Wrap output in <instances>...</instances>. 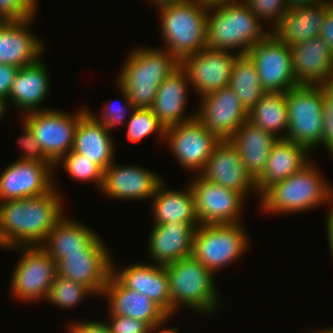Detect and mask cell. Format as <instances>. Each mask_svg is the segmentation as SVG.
Returning <instances> with one entry per match:
<instances>
[{"mask_svg":"<svg viewBox=\"0 0 333 333\" xmlns=\"http://www.w3.org/2000/svg\"><path fill=\"white\" fill-rule=\"evenodd\" d=\"M59 191L0 202L1 249L41 245L66 213Z\"/></svg>","mask_w":333,"mask_h":333,"instance_id":"6da1fadb","label":"cell"},{"mask_svg":"<svg viewBox=\"0 0 333 333\" xmlns=\"http://www.w3.org/2000/svg\"><path fill=\"white\" fill-rule=\"evenodd\" d=\"M310 161L288 178L269 186L259 198L261 213L295 214L330 204L333 187Z\"/></svg>","mask_w":333,"mask_h":333,"instance_id":"7a4b0ae2","label":"cell"},{"mask_svg":"<svg viewBox=\"0 0 333 333\" xmlns=\"http://www.w3.org/2000/svg\"><path fill=\"white\" fill-rule=\"evenodd\" d=\"M123 64L117 84L135 108H151L161 83L180 66L171 52L149 46L131 50Z\"/></svg>","mask_w":333,"mask_h":333,"instance_id":"3957f363","label":"cell"},{"mask_svg":"<svg viewBox=\"0 0 333 333\" xmlns=\"http://www.w3.org/2000/svg\"><path fill=\"white\" fill-rule=\"evenodd\" d=\"M266 30L243 1L212 4L208 8L206 48L247 54L271 33Z\"/></svg>","mask_w":333,"mask_h":333,"instance_id":"277c9868","label":"cell"},{"mask_svg":"<svg viewBox=\"0 0 333 333\" xmlns=\"http://www.w3.org/2000/svg\"><path fill=\"white\" fill-rule=\"evenodd\" d=\"M165 268L169 276L171 318L182 310V306L203 317L215 314L221 300L212 271L193 256L179 259Z\"/></svg>","mask_w":333,"mask_h":333,"instance_id":"5b68a950","label":"cell"},{"mask_svg":"<svg viewBox=\"0 0 333 333\" xmlns=\"http://www.w3.org/2000/svg\"><path fill=\"white\" fill-rule=\"evenodd\" d=\"M208 8L202 0L157 8L165 43L162 48L171 52L179 62L206 48Z\"/></svg>","mask_w":333,"mask_h":333,"instance_id":"8992f818","label":"cell"},{"mask_svg":"<svg viewBox=\"0 0 333 333\" xmlns=\"http://www.w3.org/2000/svg\"><path fill=\"white\" fill-rule=\"evenodd\" d=\"M243 227L242 223L198 226L192 256L217 274L216 271L235 263L248 251L250 238Z\"/></svg>","mask_w":333,"mask_h":333,"instance_id":"52a82bcc","label":"cell"},{"mask_svg":"<svg viewBox=\"0 0 333 333\" xmlns=\"http://www.w3.org/2000/svg\"><path fill=\"white\" fill-rule=\"evenodd\" d=\"M289 127L285 139L306 147H320L322 109L326 98L321 85H298L285 92ZM313 151V152H312Z\"/></svg>","mask_w":333,"mask_h":333,"instance_id":"ba28073f","label":"cell"},{"mask_svg":"<svg viewBox=\"0 0 333 333\" xmlns=\"http://www.w3.org/2000/svg\"><path fill=\"white\" fill-rule=\"evenodd\" d=\"M20 253L11 275V295L23 303L46 300L57 276V263L40 246L9 248Z\"/></svg>","mask_w":333,"mask_h":333,"instance_id":"9c48e42d","label":"cell"},{"mask_svg":"<svg viewBox=\"0 0 333 333\" xmlns=\"http://www.w3.org/2000/svg\"><path fill=\"white\" fill-rule=\"evenodd\" d=\"M88 111L81 107L75 112L51 108L21 116L33 132L46 158L55 165L74 145L75 129L80 118Z\"/></svg>","mask_w":333,"mask_h":333,"instance_id":"30bf717a","label":"cell"},{"mask_svg":"<svg viewBox=\"0 0 333 333\" xmlns=\"http://www.w3.org/2000/svg\"><path fill=\"white\" fill-rule=\"evenodd\" d=\"M220 139L196 117L190 121L166 128L164 142L175 160L190 171L200 174Z\"/></svg>","mask_w":333,"mask_h":333,"instance_id":"8fae6325","label":"cell"},{"mask_svg":"<svg viewBox=\"0 0 333 333\" xmlns=\"http://www.w3.org/2000/svg\"><path fill=\"white\" fill-rule=\"evenodd\" d=\"M195 198V210L201 225L241 223L246 197L229 188L204 179L200 174L188 181ZM241 221V222H240Z\"/></svg>","mask_w":333,"mask_h":333,"instance_id":"7c38bea8","label":"cell"},{"mask_svg":"<svg viewBox=\"0 0 333 333\" xmlns=\"http://www.w3.org/2000/svg\"><path fill=\"white\" fill-rule=\"evenodd\" d=\"M240 54L228 50H203L184 57L180 67L186 72L191 87L201 98L229 86L234 63Z\"/></svg>","mask_w":333,"mask_h":333,"instance_id":"4fadbf2b","label":"cell"},{"mask_svg":"<svg viewBox=\"0 0 333 333\" xmlns=\"http://www.w3.org/2000/svg\"><path fill=\"white\" fill-rule=\"evenodd\" d=\"M247 54L255 63L261 86L266 92L285 93L298 86L295 83L290 47L272 33L253 45Z\"/></svg>","mask_w":333,"mask_h":333,"instance_id":"5bb4252c","label":"cell"},{"mask_svg":"<svg viewBox=\"0 0 333 333\" xmlns=\"http://www.w3.org/2000/svg\"><path fill=\"white\" fill-rule=\"evenodd\" d=\"M51 162L16 160L0 174V202L40 196L52 191L57 179Z\"/></svg>","mask_w":333,"mask_h":333,"instance_id":"9a60e30c","label":"cell"},{"mask_svg":"<svg viewBox=\"0 0 333 333\" xmlns=\"http://www.w3.org/2000/svg\"><path fill=\"white\" fill-rule=\"evenodd\" d=\"M199 99L196 118L221 141L229 140L248 120V112L230 86Z\"/></svg>","mask_w":333,"mask_h":333,"instance_id":"2e32d148","label":"cell"},{"mask_svg":"<svg viewBox=\"0 0 333 333\" xmlns=\"http://www.w3.org/2000/svg\"><path fill=\"white\" fill-rule=\"evenodd\" d=\"M103 171L101 192L112 199L148 200L154 196L159 184L164 180L162 175L135 165L114 164Z\"/></svg>","mask_w":333,"mask_h":333,"instance_id":"e0dca14e","label":"cell"},{"mask_svg":"<svg viewBox=\"0 0 333 333\" xmlns=\"http://www.w3.org/2000/svg\"><path fill=\"white\" fill-rule=\"evenodd\" d=\"M108 315L128 316L146 322L153 330L164 328L171 318L149 297L125 287L112 273L102 291Z\"/></svg>","mask_w":333,"mask_h":333,"instance_id":"ac0fdd59","label":"cell"},{"mask_svg":"<svg viewBox=\"0 0 333 333\" xmlns=\"http://www.w3.org/2000/svg\"><path fill=\"white\" fill-rule=\"evenodd\" d=\"M200 175L217 185L242 193L247 199L255 191L260 197L255 180L246 171L237 149L229 140L220 141L215 147Z\"/></svg>","mask_w":333,"mask_h":333,"instance_id":"d6986e66","label":"cell"},{"mask_svg":"<svg viewBox=\"0 0 333 333\" xmlns=\"http://www.w3.org/2000/svg\"><path fill=\"white\" fill-rule=\"evenodd\" d=\"M200 223L169 221L152 225L148 236V256L155 265L166 266L192 256L194 233Z\"/></svg>","mask_w":333,"mask_h":333,"instance_id":"ffe728a7","label":"cell"},{"mask_svg":"<svg viewBox=\"0 0 333 333\" xmlns=\"http://www.w3.org/2000/svg\"><path fill=\"white\" fill-rule=\"evenodd\" d=\"M33 21L34 17L0 21V64L21 68L42 57L45 42L29 28Z\"/></svg>","mask_w":333,"mask_h":333,"instance_id":"44dd1931","label":"cell"},{"mask_svg":"<svg viewBox=\"0 0 333 333\" xmlns=\"http://www.w3.org/2000/svg\"><path fill=\"white\" fill-rule=\"evenodd\" d=\"M110 251H83L65 254L57 262V275L81 284L90 289L96 297H101L112 273Z\"/></svg>","mask_w":333,"mask_h":333,"instance_id":"7402d4cb","label":"cell"},{"mask_svg":"<svg viewBox=\"0 0 333 333\" xmlns=\"http://www.w3.org/2000/svg\"><path fill=\"white\" fill-rule=\"evenodd\" d=\"M79 221L63 216L40 245L57 263L65 254L83 251H109L96 230Z\"/></svg>","mask_w":333,"mask_h":333,"instance_id":"603a6c76","label":"cell"},{"mask_svg":"<svg viewBox=\"0 0 333 333\" xmlns=\"http://www.w3.org/2000/svg\"><path fill=\"white\" fill-rule=\"evenodd\" d=\"M113 261L112 274L125 287L146 295L171 317L169 276L165 266L141 262L121 269L116 268Z\"/></svg>","mask_w":333,"mask_h":333,"instance_id":"cb8c5ba5","label":"cell"},{"mask_svg":"<svg viewBox=\"0 0 333 333\" xmlns=\"http://www.w3.org/2000/svg\"><path fill=\"white\" fill-rule=\"evenodd\" d=\"M42 59L40 58L34 63L19 68L14 81L11 83L8 98L9 106L14 105V108H18L17 110L22 113L21 116L51 109L41 106L43 101L49 97L48 94L51 90L50 72Z\"/></svg>","mask_w":333,"mask_h":333,"instance_id":"d4e9b609","label":"cell"},{"mask_svg":"<svg viewBox=\"0 0 333 333\" xmlns=\"http://www.w3.org/2000/svg\"><path fill=\"white\" fill-rule=\"evenodd\" d=\"M297 85H322L333 75V52L320 36L290 46Z\"/></svg>","mask_w":333,"mask_h":333,"instance_id":"484cf974","label":"cell"},{"mask_svg":"<svg viewBox=\"0 0 333 333\" xmlns=\"http://www.w3.org/2000/svg\"><path fill=\"white\" fill-rule=\"evenodd\" d=\"M188 86L191 87L187 74L180 66L159 86L151 110L165 128L196 117L195 110L185 114Z\"/></svg>","mask_w":333,"mask_h":333,"instance_id":"4316f807","label":"cell"},{"mask_svg":"<svg viewBox=\"0 0 333 333\" xmlns=\"http://www.w3.org/2000/svg\"><path fill=\"white\" fill-rule=\"evenodd\" d=\"M331 4L328 1L289 8L271 33L289 47L317 37Z\"/></svg>","mask_w":333,"mask_h":333,"instance_id":"83f0119b","label":"cell"},{"mask_svg":"<svg viewBox=\"0 0 333 333\" xmlns=\"http://www.w3.org/2000/svg\"><path fill=\"white\" fill-rule=\"evenodd\" d=\"M105 125L89 111L79 120L75 129L72 150L87 157L102 171L108 168L115 158L113 136Z\"/></svg>","mask_w":333,"mask_h":333,"instance_id":"f1b7e54d","label":"cell"},{"mask_svg":"<svg viewBox=\"0 0 333 333\" xmlns=\"http://www.w3.org/2000/svg\"><path fill=\"white\" fill-rule=\"evenodd\" d=\"M312 154L306 147L287 139L274 144L262 174L255 180L261 195L272 184L288 178L310 162Z\"/></svg>","mask_w":333,"mask_h":333,"instance_id":"f546056e","label":"cell"},{"mask_svg":"<svg viewBox=\"0 0 333 333\" xmlns=\"http://www.w3.org/2000/svg\"><path fill=\"white\" fill-rule=\"evenodd\" d=\"M278 139L246 120L229 141L237 149L246 171L256 180L262 174Z\"/></svg>","mask_w":333,"mask_h":333,"instance_id":"4dcf8cb0","label":"cell"},{"mask_svg":"<svg viewBox=\"0 0 333 333\" xmlns=\"http://www.w3.org/2000/svg\"><path fill=\"white\" fill-rule=\"evenodd\" d=\"M163 180L154 196L151 198V209L154 216L153 225H160L169 221L184 223H200L196 210L195 198L189 184L182 190L167 189ZM165 186V187H164Z\"/></svg>","mask_w":333,"mask_h":333,"instance_id":"1f68e13d","label":"cell"},{"mask_svg":"<svg viewBox=\"0 0 333 333\" xmlns=\"http://www.w3.org/2000/svg\"><path fill=\"white\" fill-rule=\"evenodd\" d=\"M248 120L277 138L284 139L289 127L285 93L265 92L248 112Z\"/></svg>","mask_w":333,"mask_h":333,"instance_id":"d6a6232c","label":"cell"},{"mask_svg":"<svg viewBox=\"0 0 333 333\" xmlns=\"http://www.w3.org/2000/svg\"><path fill=\"white\" fill-rule=\"evenodd\" d=\"M229 86L249 112L266 92L260 83L256 65L248 54H240L233 66Z\"/></svg>","mask_w":333,"mask_h":333,"instance_id":"836d02e7","label":"cell"},{"mask_svg":"<svg viewBox=\"0 0 333 333\" xmlns=\"http://www.w3.org/2000/svg\"><path fill=\"white\" fill-rule=\"evenodd\" d=\"M126 137L129 142L137 143L150 135H158L164 141L166 128L155 116L151 108H135L128 117Z\"/></svg>","mask_w":333,"mask_h":333,"instance_id":"e575fe53","label":"cell"},{"mask_svg":"<svg viewBox=\"0 0 333 333\" xmlns=\"http://www.w3.org/2000/svg\"><path fill=\"white\" fill-rule=\"evenodd\" d=\"M59 164L63 166L71 179L80 182H92L98 191L101 190L103 171L84 155L71 150L54 165L55 171L57 167L60 168Z\"/></svg>","mask_w":333,"mask_h":333,"instance_id":"d590c367","label":"cell"},{"mask_svg":"<svg viewBox=\"0 0 333 333\" xmlns=\"http://www.w3.org/2000/svg\"><path fill=\"white\" fill-rule=\"evenodd\" d=\"M87 296L96 295L85 286L57 275L46 301L67 310L80 305Z\"/></svg>","mask_w":333,"mask_h":333,"instance_id":"8d00e7d4","label":"cell"},{"mask_svg":"<svg viewBox=\"0 0 333 333\" xmlns=\"http://www.w3.org/2000/svg\"><path fill=\"white\" fill-rule=\"evenodd\" d=\"M265 24H270L267 28L270 32L279 24L282 16L288 12L290 8L287 0H242ZM269 20V21H268ZM267 21V22H266Z\"/></svg>","mask_w":333,"mask_h":333,"instance_id":"74e56055","label":"cell"},{"mask_svg":"<svg viewBox=\"0 0 333 333\" xmlns=\"http://www.w3.org/2000/svg\"><path fill=\"white\" fill-rule=\"evenodd\" d=\"M117 89L120 92V94L122 95V100L123 103H119L116 104L118 102H112L109 101L108 103H106L105 105H103L102 110H101V115L97 116V113H94L92 111H90V109L88 108V111L100 122H102L105 127L111 131L112 129H114L116 126L118 125H126L123 124L127 121L126 116L131 115L133 110L135 109V107L132 105V103L130 102L127 92L121 88L118 84H117ZM125 103V104H124ZM131 110V111H130ZM128 111V112H127ZM129 113V114H126Z\"/></svg>","mask_w":333,"mask_h":333,"instance_id":"f35d334b","label":"cell"},{"mask_svg":"<svg viewBox=\"0 0 333 333\" xmlns=\"http://www.w3.org/2000/svg\"><path fill=\"white\" fill-rule=\"evenodd\" d=\"M39 0H0V21L26 20L36 16Z\"/></svg>","mask_w":333,"mask_h":333,"instance_id":"ab89813d","label":"cell"},{"mask_svg":"<svg viewBox=\"0 0 333 333\" xmlns=\"http://www.w3.org/2000/svg\"><path fill=\"white\" fill-rule=\"evenodd\" d=\"M21 124L23 132L22 135L19 136L17 143L19 144L20 149H22L21 152L23 154H21L19 160L50 162L42 152L38 141L27 124L23 120Z\"/></svg>","mask_w":333,"mask_h":333,"instance_id":"60d3db41","label":"cell"},{"mask_svg":"<svg viewBox=\"0 0 333 333\" xmlns=\"http://www.w3.org/2000/svg\"><path fill=\"white\" fill-rule=\"evenodd\" d=\"M107 320L111 333H152L154 331L146 322L124 315H109Z\"/></svg>","mask_w":333,"mask_h":333,"instance_id":"b9f144b4","label":"cell"},{"mask_svg":"<svg viewBox=\"0 0 333 333\" xmlns=\"http://www.w3.org/2000/svg\"><path fill=\"white\" fill-rule=\"evenodd\" d=\"M323 132L320 146L325 147L333 158V104L325 98L322 109Z\"/></svg>","mask_w":333,"mask_h":333,"instance_id":"7bdbcfd3","label":"cell"},{"mask_svg":"<svg viewBox=\"0 0 333 333\" xmlns=\"http://www.w3.org/2000/svg\"><path fill=\"white\" fill-rule=\"evenodd\" d=\"M75 320L68 325V333H111L109 325L97 320Z\"/></svg>","mask_w":333,"mask_h":333,"instance_id":"ee69618b","label":"cell"},{"mask_svg":"<svg viewBox=\"0 0 333 333\" xmlns=\"http://www.w3.org/2000/svg\"><path fill=\"white\" fill-rule=\"evenodd\" d=\"M18 70L14 65L0 64V97L8 100L11 83Z\"/></svg>","mask_w":333,"mask_h":333,"instance_id":"f6af8a7d","label":"cell"},{"mask_svg":"<svg viewBox=\"0 0 333 333\" xmlns=\"http://www.w3.org/2000/svg\"><path fill=\"white\" fill-rule=\"evenodd\" d=\"M319 36L333 52V4L327 8V14Z\"/></svg>","mask_w":333,"mask_h":333,"instance_id":"bcb514c9","label":"cell"},{"mask_svg":"<svg viewBox=\"0 0 333 333\" xmlns=\"http://www.w3.org/2000/svg\"><path fill=\"white\" fill-rule=\"evenodd\" d=\"M329 210H328V215L325 222H326V234H327V239H328V246L329 250L331 253V257L333 258V198L331 199V202L329 204Z\"/></svg>","mask_w":333,"mask_h":333,"instance_id":"7dc6e473","label":"cell"},{"mask_svg":"<svg viewBox=\"0 0 333 333\" xmlns=\"http://www.w3.org/2000/svg\"><path fill=\"white\" fill-rule=\"evenodd\" d=\"M321 86L325 92L326 99L333 104V75L328 80H326Z\"/></svg>","mask_w":333,"mask_h":333,"instance_id":"c3c4849f","label":"cell"},{"mask_svg":"<svg viewBox=\"0 0 333 333\" xmlns=\"http://www.w3.org/2000/svg\"><path fill=\"white\" fill-rule=\"evenodd\" d=\"M150 1L152 3H150L151 5H153L156 8H160L166 5H174V4H181V3H187L191 0H147Z\"/></svg>","mask_w":333,"mask_h":333,"instance_id":"681fc988","label":"cell"},{"mask_svg":"<svg viewBox=\"0 0 333 333\" xmlns=\"http://www.w3.org/2000/svg\"><path fill=\"white\" fill-rule=\"evenodd\" d=\"M330 0H287L290 8L302 6V5H312V4H318L321 2H328Z\"/></svg>","mask_w":333,"mask_h":333,"instance_id":"f907efd6","label":"cell"},{"mask_svg":"<svg viewBox=\"0 0 333 333\" xmlns=\"http://www.w3.org/2000/svg\"><path fill=\"white\" fill-rule=\"evenodd\" d=\"M8 105H9L8 100L0 97V119L1 120L4 116H7L6 114L8 113V111L10 109L9 108L10 106H8Z\"/></svg>","mask_w":333,"mask_h":333,"instance_id":"816d5d0a","label":"cell"},{"mask_svg":"<svg viewBox=\"0 0 333 333\" xmlns=\"http://www.w3.org/2000/svg\"><path fill=\"white\" fill-rule=\"evenodd\" d=\"M177 330H178V328L176 327V328H161L160 330L159 329H157V330H154L152 333H178L177 332Z\"/></svg>","mask_w":333,"mask_h":333,"instance_id":"f5cc1de1","label":"cell"},{"mask_svg":"<svg viewBox=\"0 0 333 333\" xmlns=\"http://www.w3.org/2000/svg\"><path fill=\"white\" fill-rule=\"evenodd\" d=\"M208 5L223 3V2H232V1H242V0H202Z\"/></svg>","mask_w":333,"mask_h":333,"instance_id":"db71d44e","label":"cell"},{"mask_svg":"<svg viewBox=\"0 0 333 333\" xmlns=\"http://www.w3.org/2000/svg\"><path fill=\"white\" fill-rule=\"evenodd\" d=\"M325 328V329H324ZM323 329L318 330H309L308 333H333V327L330 328L324 327Z\"/></svg>","mask_w":333,"mask_h":333,"instance_id":"11a10c76","label":"cell"}]
</instances>
